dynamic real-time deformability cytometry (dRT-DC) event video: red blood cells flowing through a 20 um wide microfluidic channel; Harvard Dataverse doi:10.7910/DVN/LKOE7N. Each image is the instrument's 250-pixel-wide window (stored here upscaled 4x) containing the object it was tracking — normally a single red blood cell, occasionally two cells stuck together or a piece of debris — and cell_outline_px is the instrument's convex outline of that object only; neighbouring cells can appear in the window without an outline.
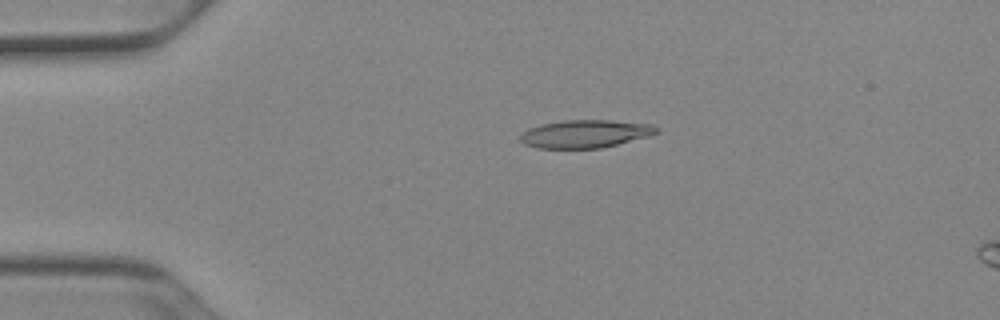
{"species": "Egyptian fruit bat (a non-hibernating species)", "species_latin": "Rousettus aegyptiacus", "temperature_condition": "cold", "stored_images_in_passage": 51, "camera_frame_rate_fps": 3000, "um_per_image_px": 0.085, "animal": {"sex": "female"}, "frame": {"image": 1, "passage_image": 11, "time_ms": 3.333, "image_size_px": [1000, 320], "cell_outline_px": [[660, 128], [656, 132], [648, 136], [600, 148], [536, 148], [524, 144], [520, 140], [520, 136], [528, 128], [540, 124], [564, 120], [612, 120], [652, 124]], "centroid_in_image_um": [49.72, 11.36], "position_along_channel_um": 35.3, "area_um2": 22.08}}
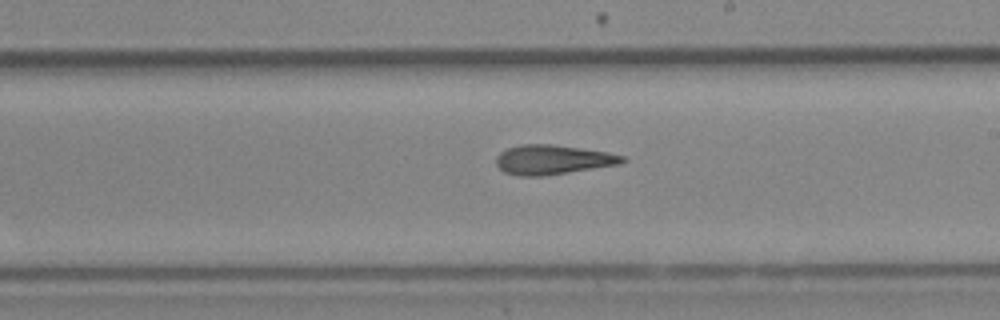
{"frame": {"image": 2, "passage_image": 30, "time_ms": 9.667, "image_size_px": [1000, 320], "cell_outline_px": [[628, 160], [620, 164], [544, 176], [516, 176], [504, 172], [496, 164], [496, 156], [500, 152], [508, 148], [520, 144], [552, 144], [608, 152], [624, 156]], "centroid_in_image_um": [46.97, 13.57], "position_along_channel_um": 242.0, "area_um2": 21.79}}
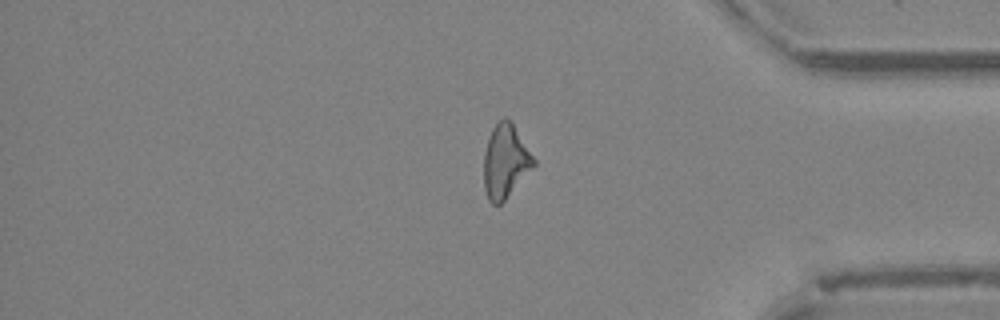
{"frame": {"image": 3, "passage_image": 43, "time_ms": 14.0, "image_size_px": [1000, 320], "cell_outline_px": [[536, 164], [504, 200], [500, 204], [492, 204], [488, 200], [484, 188], [484, 152], [492, 128], [504, 116], [512, 120], [536, 160]], "centroid_in_image_um": [42.96, 13.68], "position_along_channel_um": 392.2, "area_um2": 21.39}, "authors_computed_cell_mechanics": {"area_um2": 21.675, "velocity_mm_per_s": 3.9268, "shape_relaxation_time_tau1_ms": 9.5852, "shape_relaxation_time_tau2_ms": 3.6443, "deformation_change_tau1": 0.2428, "deformation_change_tau2": 0.1494}}